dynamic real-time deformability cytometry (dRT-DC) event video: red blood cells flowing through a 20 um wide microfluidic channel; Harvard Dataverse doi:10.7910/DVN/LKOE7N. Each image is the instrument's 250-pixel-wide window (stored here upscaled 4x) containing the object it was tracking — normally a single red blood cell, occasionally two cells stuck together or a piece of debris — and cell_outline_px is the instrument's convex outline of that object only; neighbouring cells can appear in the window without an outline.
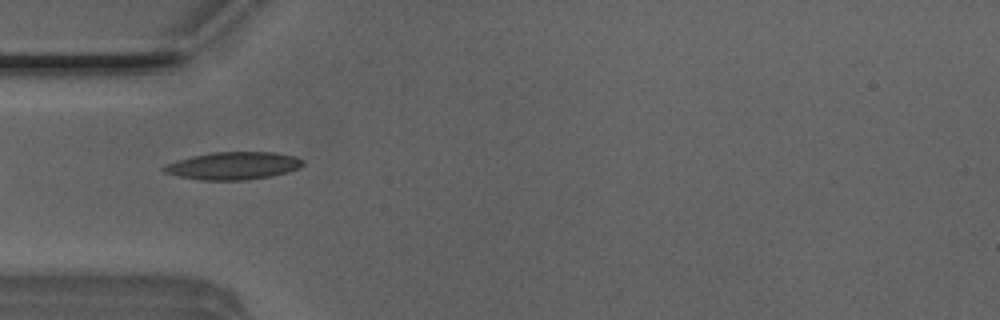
{"species": "Egyptian fruit bat (a non-hibernating species)", "species_latin": "Rousettus aegyptiacus", "temperature_condition": "room temperature", "stored_images_in_passage": 21, "camera_frame_rate_fps": 3000, "um_per_image_px": 0.085, "animal": {"sex": "male"}, "frame": {"image": 1, "passage_image": 1, "time_ms": 0.0, "image_size_px": [1000, 320], "cell_outline_px": [[304, 164], [300, 168], [288, 172], [272, 176], [244, 180], [200, 180], [180, 176], [164, 172], [160, 168], [176, 160], [192, 156], [212, 152], [272, 152], [296, 156], [304, 160]], "centroid_in_image_um": [19.86, 14.08], "position_along_channel_um": 65.1, "area_um2": 22.43}}
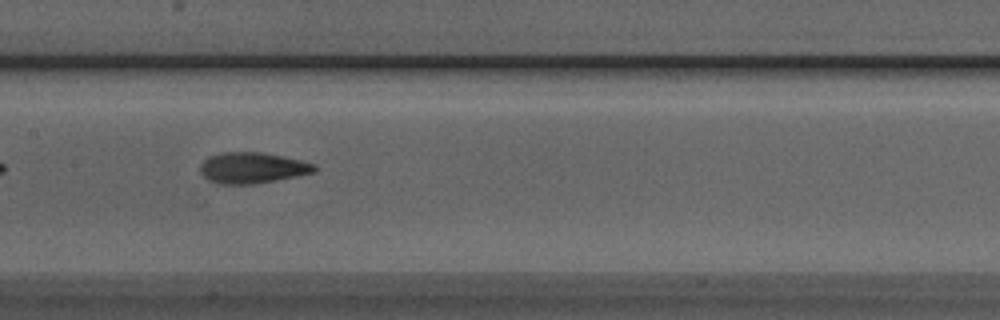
{"frame": {"image": 2, "passage_image": 10, "time_ms": 3.0, "image_size_px": [1000, 320], "cell_outline_px": [[316, 172], [276, 180], [252, 184], [220, 184], [208, 180], [200, 172], [200, 164], [204, 160], [220, 152], [260, 152], [300, 160], [316, 164]], "centroid_in_image_um": [21.44, 14.27], "position_along_channel_um": 186.0, "area_um2": 20.46}}